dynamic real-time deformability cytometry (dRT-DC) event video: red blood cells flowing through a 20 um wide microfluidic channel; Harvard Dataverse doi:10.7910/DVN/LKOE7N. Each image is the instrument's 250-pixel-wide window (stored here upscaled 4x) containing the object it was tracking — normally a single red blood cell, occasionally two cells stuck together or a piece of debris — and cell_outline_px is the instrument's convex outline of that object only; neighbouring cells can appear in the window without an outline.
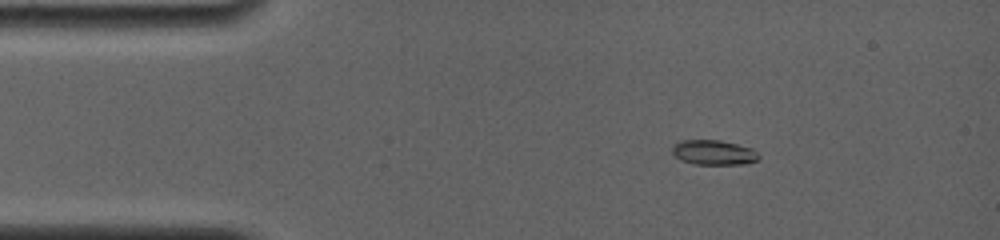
{"species": "common noctule bat (a hibernating species)", "species_latin": "Nyctalus noctula", "temperature_condition": "room temperature", "stored_images_in_passage": 6, "camera_frame_rate_fps": 4000, "um_per_image_px": 0.085, "animal": {"sex": "female", "body_mass_g": 19.0, "forearm_length_mm": 56.7}, "frame": {"image": 1, "passage_image": 1, "time_ms": 0.0, "image_size_px": [1000, 240], "cell_outline_px": [[760, 156], [756, 160], [744, 164], [692, 164], [680, 160], [672, 152], [672, 148], [680, 140], [720, 140], [752, 148]], "centroid_in_image_um": [60.65, 12.96], "position_along_channel_um": 24.4, "area_um2": 12.43}}
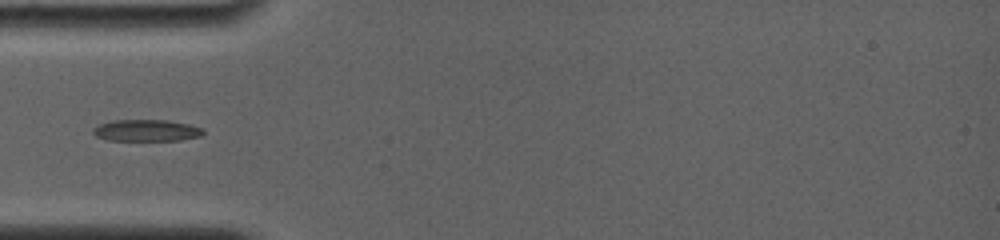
{"frame": {"image": 2, "passage_image": 5, "time_ms": 2.75, "image_size_px": [1000, 240], "cell_outline_px": [[204, 132], [200, 136], [180, 140], [108, 140], [96, 136], [92, 132], [92, 128], [100, 124], [112, 120], [168, 120], [188, 124], [204, 128]], "centroid_in_image_um": [12.44, 11.08], "position_along_channel_um": 72.6, "area_um2": 13.87}}